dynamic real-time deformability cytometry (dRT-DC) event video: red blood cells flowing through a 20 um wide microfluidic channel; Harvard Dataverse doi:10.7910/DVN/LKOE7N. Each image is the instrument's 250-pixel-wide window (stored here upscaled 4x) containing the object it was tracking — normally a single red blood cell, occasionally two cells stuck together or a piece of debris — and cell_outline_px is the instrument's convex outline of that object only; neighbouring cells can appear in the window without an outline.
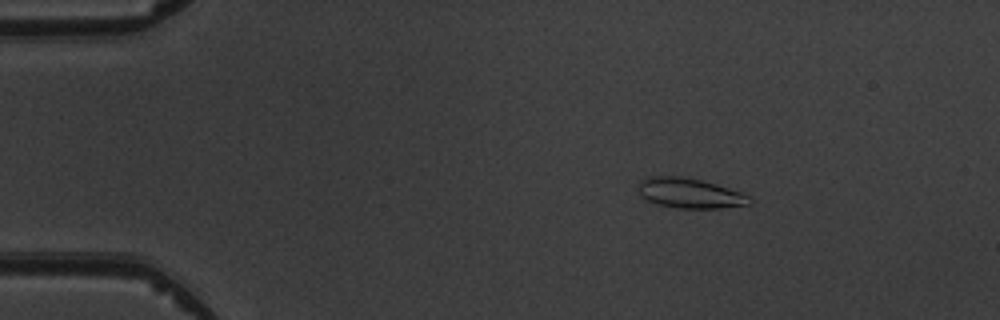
{"species": "common noctule bat (a hibernating species)", "species_latin": "Nyctalus noctula", "temperature_condition": "warm", "stored_images_in_passage": 6, "camera_frame_rate_fps": 3000, "um_per_image_px": 0.085, "animal": {"sex": "male", "body_mass_g": 19.5, "forearm_length_mm": 54.6}, "frame": {"image": 1, "passage_image": 3, "time_ms": 2.0, "image_size_px": [1000, 320], "cell_outline_px": [[752, 204], [720, 208], [680, 208], [660, 204], [648, 200], [640, 196], [636, 188], [640, 180], [648, 176], [680, 176], [700, 180], [716, 184], [752, 196]], "centroid_in_image_um": [58.62, 16.41], "position_along_channel_um": 26.4, "area_um2": 19.54}}